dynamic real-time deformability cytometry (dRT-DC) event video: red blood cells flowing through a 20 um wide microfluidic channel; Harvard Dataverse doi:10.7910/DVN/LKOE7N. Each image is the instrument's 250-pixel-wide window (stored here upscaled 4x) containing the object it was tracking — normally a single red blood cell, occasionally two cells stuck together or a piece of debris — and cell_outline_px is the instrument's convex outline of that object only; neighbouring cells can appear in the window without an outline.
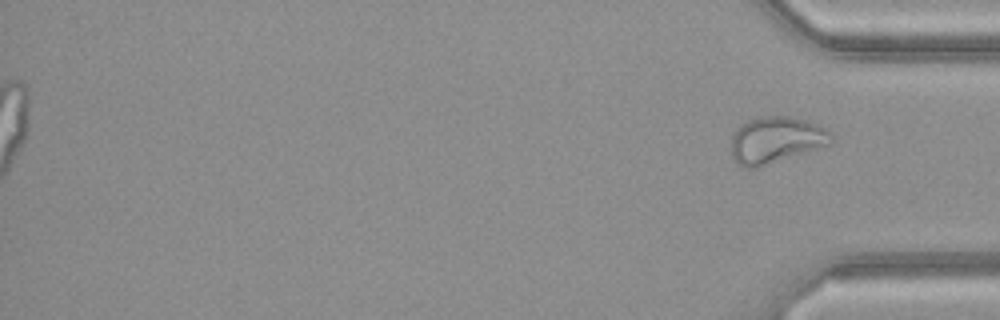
{"species": "common noctule bat (a hibernating species)", "species_latin": "Nyctalus noctula", "temperature_condition": "warm", "stored_images_in_passage": 51, "segment_of_instrument_passage": [2, 2], "camera_frame_rate_fps": 3000, "um_per_image_px": 0.085, "animal": {"sex": "female", "body_mass_g": 21.9}, "frame": {"image": 1, "passage_image": 51, "time_ms": 16.667, "image_size_px": [1000, 320], "cell_outline_px": [[836, 140], [832, 144], [756, 168], [740, 168], [736, 164], [732, 156], [732, 136], [740, 124], [748, 120], [760, 116], [788, 116], [808, 120], [824, 128]], "centroid_in_image_um": [65.95, 11.9], "position_along_channel_um": 369.3, "area_um2": 27.34}}